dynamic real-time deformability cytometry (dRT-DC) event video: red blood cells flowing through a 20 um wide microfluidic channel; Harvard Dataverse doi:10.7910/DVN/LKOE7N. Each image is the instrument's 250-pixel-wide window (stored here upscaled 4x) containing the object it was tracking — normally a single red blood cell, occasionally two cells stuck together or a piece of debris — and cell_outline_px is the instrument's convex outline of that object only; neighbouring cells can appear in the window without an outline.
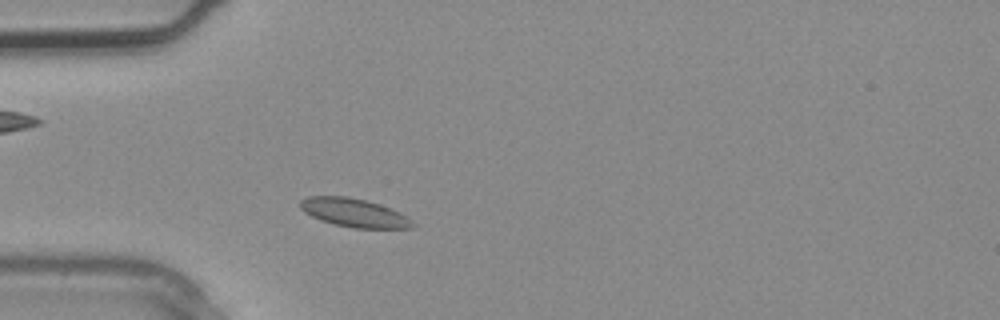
{"species": "common noctule bat (a hibernating species)", "species_latin": "Nyctalus noctula", "temperature_condition": "warm", "stored_images_in_passage": 1, "camera_frame_rate_fps": 3000, "um_per_image_px": 0.085, "animal": {"sex": "male", "body_mass_g": 20.4}, "frame": {"image": 1, "passage_image": 1, "time_ms": 0.0, "image_size_px": [1000, 320], "cell_outline_px": [[416, 224], [412, 228], [352, 228], [332, 224], [320, 220], [304, 212], [300, 208], [300, 200], [308, 196], [348, 196], [368, 200], [400, 212], [412, 220]], "centroid_in_image_um": [30.09, 18.08], "position_along_channel_um": 54.9, "area_um2": 18.84}}